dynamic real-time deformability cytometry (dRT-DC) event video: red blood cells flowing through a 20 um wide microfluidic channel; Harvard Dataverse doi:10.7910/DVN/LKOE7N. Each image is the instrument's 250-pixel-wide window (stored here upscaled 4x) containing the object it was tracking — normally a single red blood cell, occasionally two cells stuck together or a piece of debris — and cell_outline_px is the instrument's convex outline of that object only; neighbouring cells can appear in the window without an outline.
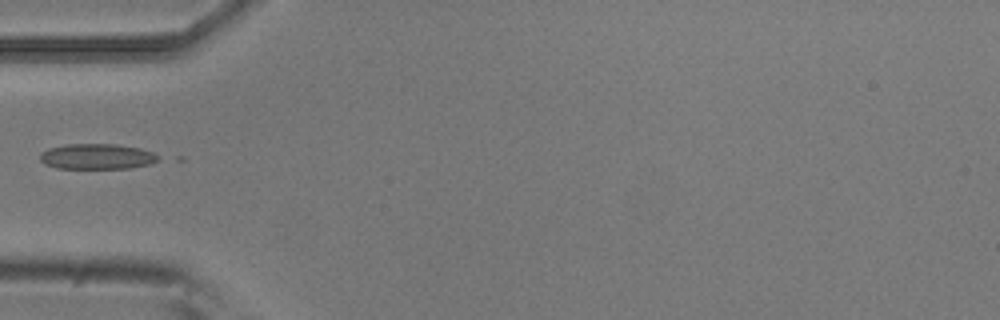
{"species": "common noctule bat (a hibernating species)", "species_latin": "Nyctalus noctula", "temperature_condition": "room temperature", "stored_images_in_passage": 5, "camera_frame_rate_fps": 3000, "um_per_image_px": 0.085, "animal": {"sex": "male", "body_mass_g": 20.5, "forearm_length_mm": 52.5}, "frame": {"image": 1, "passage_image": 5, "time_ms": 1.333, "image_size_px": [1000, 320], "cell_outline_px": [[160, 160], [152, 164], [128, 168], [56, 168], [44, 164], [40, 160], [40, 152], [48, 148], [68, 144], [116, 144], [140, 148], [152, 152], [160, 156]], "centroid_in_image_um": [8.26, 13.3], "position_along_channel_um": 76.7, "area_um2": 17.69}}